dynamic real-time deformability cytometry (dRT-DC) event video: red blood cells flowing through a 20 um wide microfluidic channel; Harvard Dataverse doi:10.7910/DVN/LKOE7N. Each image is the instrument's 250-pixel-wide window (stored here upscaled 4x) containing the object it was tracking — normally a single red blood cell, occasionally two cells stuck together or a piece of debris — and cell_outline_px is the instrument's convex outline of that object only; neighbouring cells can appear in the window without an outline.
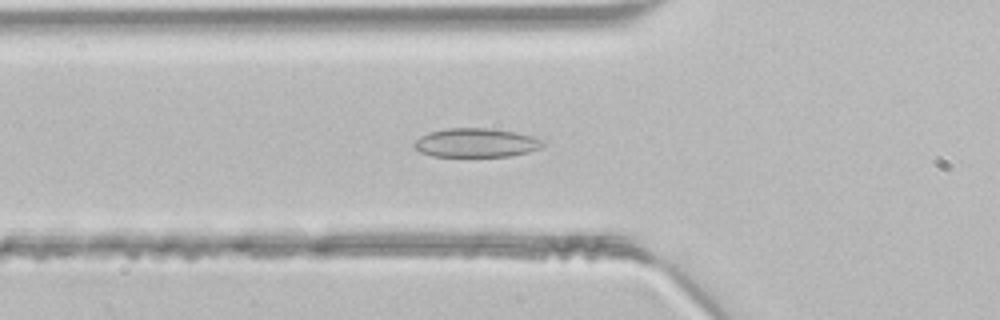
{"species": "common noctule bat (a hibernating species)", "species_latin": "Nyctalus noctula", "temperature_condition": "room temperature", "stored_images_in_passage": 46, "camera_frame_rate_fps": 3000, "um_per_image_px": 0.085, "animal": {"sex": "male", "body_mass_g": 21.5, "forearm_length_mm": 52.0}, "frame": {"image": 1, "passage_image": 15, "time_ms": 4.667, "image_size_px": [1000, 320], "cell_outline_px": [[544, 144], [540, 148], [528, 152], [508, 156], [432, 156], [420, 152], [412, 144], [420, 136], [428, 132], [448, 128], [488, 128], [512, 132], [532, 136], [540, 140]], "centroid_in_image_um": [40.41, 12.13], "position_along_channel_um": 85.4, "area_um2": 21.44}}
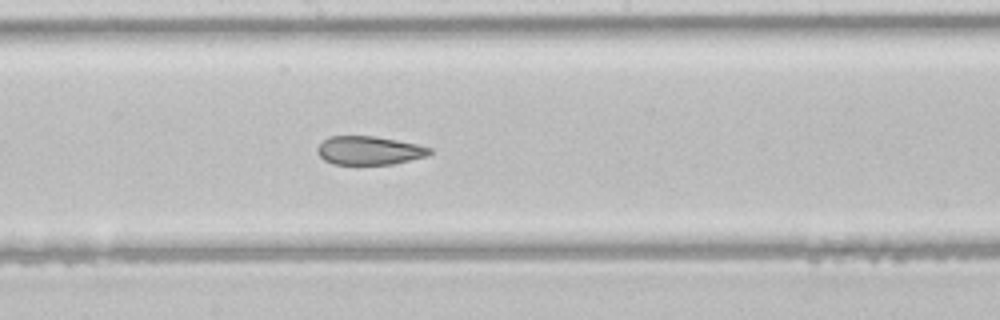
{"frame": {"image": 2, "passage_image": 24, "time_ms": 7.667, "image_size_px": [1000, 320], "cell_outline_px": [[432, 152], [428, 156], [392, 164], [332, 164], [324, 160], [316, 152], [316, 148], [328, 136], [376, 136], [416, 144], [432, 148]], "centroid_in_image_um": [31.37, 12.79], "position_along_channel_um": 216.8, "area_um2": 18.73}}
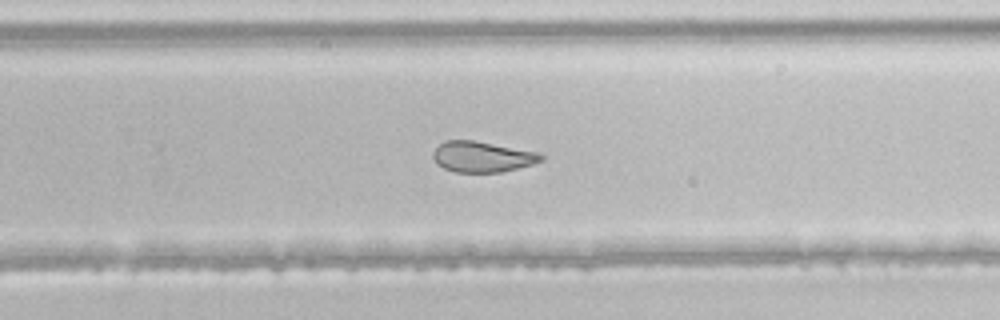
{"frame": {"image": 3, "passage_image": 29, "time_ms": 9.333, "image_size_px": [1000, 320], "cell_outline_px": [[544, 160], [532, 164], [500, 172], [456, 172], [444, 168], [436, 164], [432, 156], [432, 152], [444, 140], [472, 140], [540, 152], [544, 156]], "centroid_in_image_um": [40.98, 13.32], "position_along_channel_um": 288.8, "area_um2": 19.36}}